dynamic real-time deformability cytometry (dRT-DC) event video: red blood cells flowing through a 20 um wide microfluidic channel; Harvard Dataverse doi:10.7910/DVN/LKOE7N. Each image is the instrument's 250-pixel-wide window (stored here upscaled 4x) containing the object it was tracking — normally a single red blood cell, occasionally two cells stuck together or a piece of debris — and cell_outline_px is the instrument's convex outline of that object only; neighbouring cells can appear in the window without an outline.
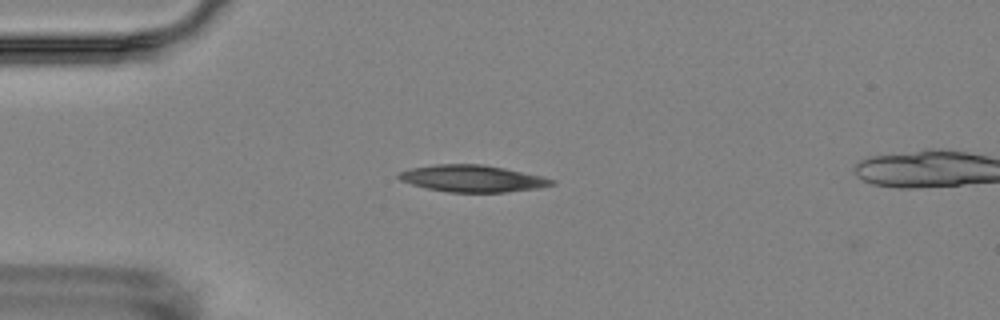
{"species": "Egyptian fruit bat (a non-hibernating species)", "species_latin": "Rousettus aegyptiacus", "temperature_condition": "room temperature", "stored_images_in_passage": 2, "camera_frame_rate_fps": 3000, "um_per_image_px": 0.085, "animal": {"sex": "female"}, "frame": {"image": 1, "passage_image": 1, "time_ms": 0.0, "image_size_px": [1000, 320], "cell_outline_px": [[556, 184], [540, 188], [504, 192], [448, 192], [428, 188], [412, 184], [400, 180], [396, 176], [400, 172], [412, 168], [436, 164], [484, 164], [544, 176], [556, 180]], "centroid_in_image_um": [40.21, 15.17], "position_along_channel_um": 44.8, "area_um2": 23.93}}